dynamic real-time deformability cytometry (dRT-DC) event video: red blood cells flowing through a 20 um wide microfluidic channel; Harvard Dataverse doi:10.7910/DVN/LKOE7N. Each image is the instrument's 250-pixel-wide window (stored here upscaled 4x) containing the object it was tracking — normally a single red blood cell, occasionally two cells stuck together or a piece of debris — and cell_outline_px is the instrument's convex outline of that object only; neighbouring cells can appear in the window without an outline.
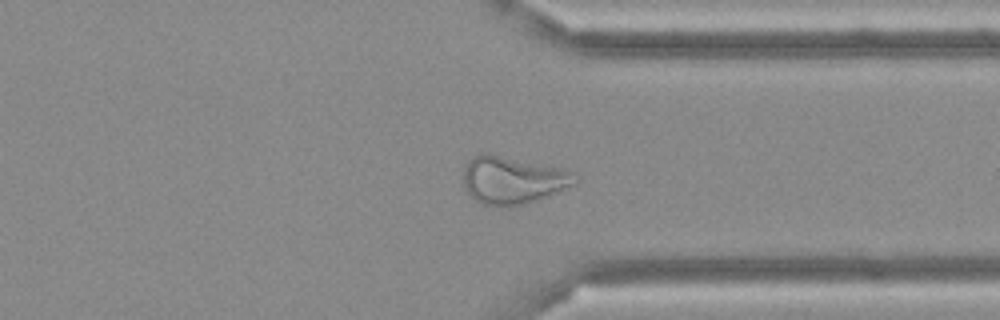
{"species": "Egyptian fruit bat (a non-hibernating species)", "species_latin": "Rousettus aegyptiacus", "temperature_condition": "cold", "stored_images_in_passage": 47, "camera_frame_rate_fps": 3000, "um_per_image_px": 0.085, "frame": {"image": 1, "passage_image": 35, "time_ms": 11.333, "image_size_px": [1000, 320], "cell_outline_px": [[576, 180], [572, 184], [548, 196], [524, 204], [484, 204], [476, 200], [464, 188], [464, 168], [468, 160], [472, 156], [480, 152], [488, 152], [568, 168], [576, 176]], "centroid_in_image_um": [43.58, 15.23], "position_along_channel_um": 367.8, "area_um2": 30.92}}
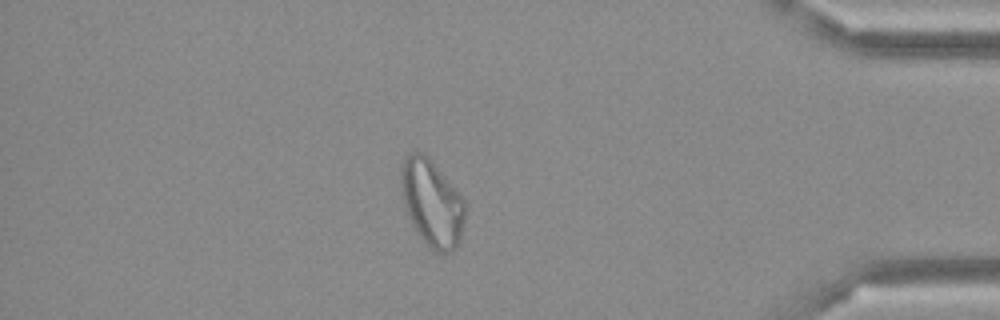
{"frame": {"image": 2, "passage_image": 40, "time_ms": 13.0, "image_size_px": [1000, 320], "cell_outline_px": [[464, 220], [460, 236], [456, 248], [448, 252], [436, 252], [416, 232], [408, 216], [404, 204], [400, 188], [400, 168], [404, 156], [412, 152], [420, 152], [428, 156], [460, 192], [464, 200]], "centroid_in_image_um": [36.69, 17.2], "position_along_channel_um": 398.5, "area_um2": 32.37}}